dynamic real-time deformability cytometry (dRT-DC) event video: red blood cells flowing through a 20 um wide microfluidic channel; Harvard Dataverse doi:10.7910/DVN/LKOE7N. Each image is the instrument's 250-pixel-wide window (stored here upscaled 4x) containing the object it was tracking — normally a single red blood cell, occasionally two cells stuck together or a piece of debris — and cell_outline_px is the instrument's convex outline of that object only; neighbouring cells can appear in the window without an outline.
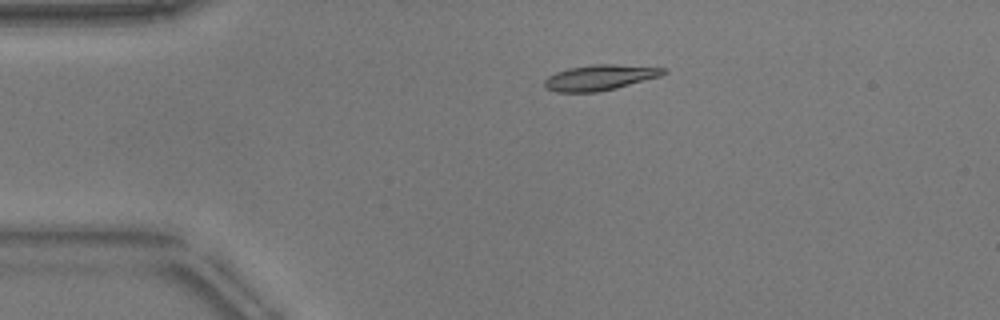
{"species": "common noctule bat (a hibernating species)", "species_latin": "Nyctalus noctula", "temperature_condition": "warm", "stored_images_in_passage": 43, "camera_frame_rate_fps": 3000, "um_per_image_px": 0.085, "animal": {"sex": "male", "body_mass_g": 17.9}, "frame": {"image": 1, "passage_image": 1, "time_ms": 0.0, "image_size_px": [1000, 320], "cell_outline_px": [[668, 72], [660, 76], [616, 88], [596, 92], [556, 92], [548, 88], [544, 84], [544, 80], [548, 76], [556, 72], [568, 68], [592, 64], [612, 64], [668, 68]], "centroid_in_image_um": [51.0, 6.58], "position_along_channel_um": 34.0, "area_um2": 17.63}}
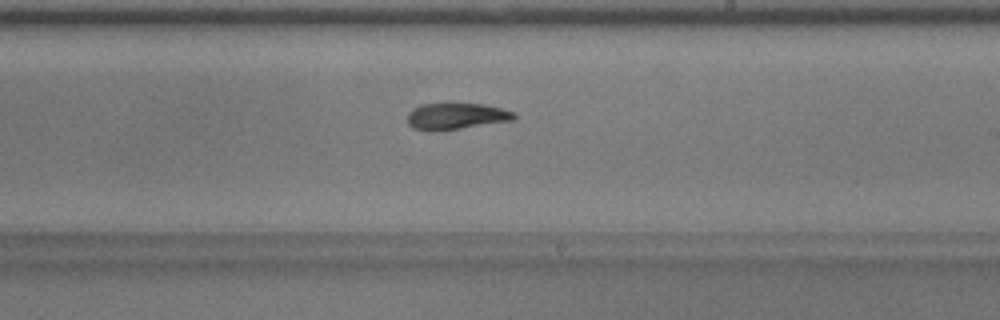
{"frame": {"image": 2, "passage_image": 21, "time_ms": 6.667, "image_size_px": [1000, 320], "cell_outline_px": [[516, 116], [512, 120], [436, 132], [428, 132], [412, 128], [408, 124], [408, 112], [412, 108], [420, 104], [484, 104], [516, 112]], "centroid_in_image_um": [38.71, 9.89], "position_along_channel_um": 250.3, "area_um2": 16.53}}
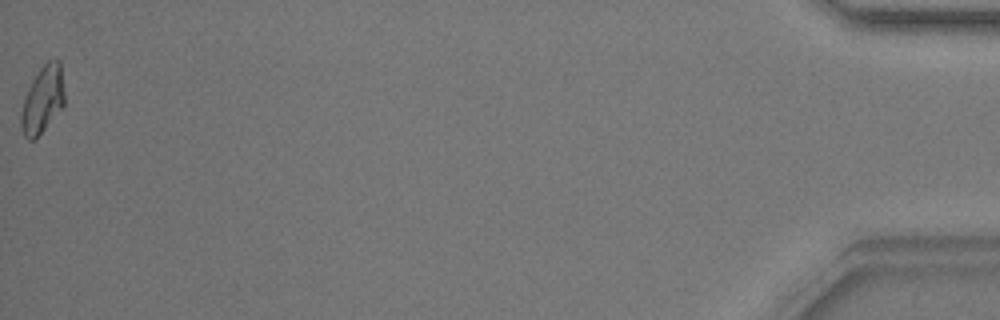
{"frame": {"image": 3, "passage_image": 43, "time_ms": 14.0, "image_size_px": [1000, 320], "cell_outline_px": [[64, 104], [36, 140], [28, 140], [24, 136], [20, 128], [20, 112], [24, 96], [32, 80], [40, 68], [48, 60], [60, 60], [64, 92]], "centroid_in_image_um": [3.59, 8.5], "position_along_channel_um": 431.6, "area_um2": 17.11}, "authors_computed_cell_mechanics": {"area_um2": 17.051, "velocity_mm_per_s": 3.8306, "shape_relaxation_time_tau1_ms": 3.6014, "shape_relaxation_time_tau2_ms": 3.265, "deformation_change_tau1": 0.1417, "deformation_change_tau2": 0.0982}}